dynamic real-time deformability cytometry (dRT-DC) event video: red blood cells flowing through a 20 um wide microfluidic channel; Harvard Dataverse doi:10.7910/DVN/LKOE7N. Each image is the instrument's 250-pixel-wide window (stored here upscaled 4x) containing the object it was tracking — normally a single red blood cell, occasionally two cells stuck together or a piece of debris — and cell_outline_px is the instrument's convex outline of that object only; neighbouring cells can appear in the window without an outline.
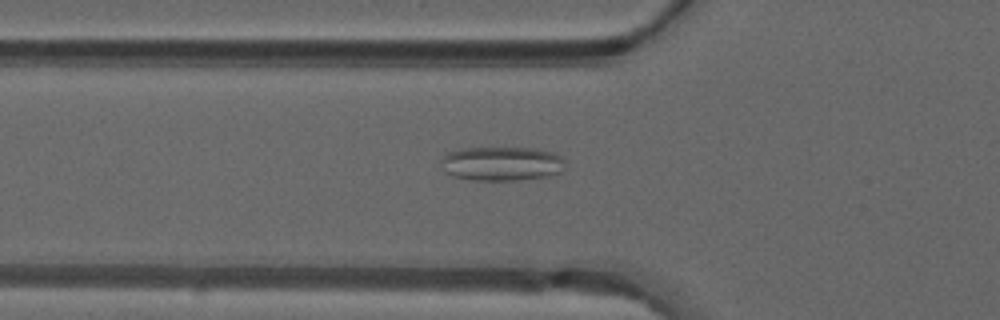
{"species": "common noctule bat (a hibernating species)", "species_latin": "Nyctalus noctula", "temperature_condition": "warm", "stored_images_in_passage": 49, "camera_frame_rate_fps": 3000, "um_per_image_px": 0.085, "animal": {"sex": "male", "forearm_length_mm": 52.5}, "frame": {"image": 1, "passage_image": 17, "time_ms": 5.333, "image_size_px": [1000, 320], "cell_outline_px": [[564, 160], [560, 172], [548, 176], [516, 180], [472, 180], [452, 176], [444, 172], [440, 168], [440, 160], [448, 152], [464, 148], [536, 148], [552, 152], [560, 156]], "centroid_in_image_um": [42.58, 13.91], "position_along_channel_um": 83.2, "area_um2": 24.8}}
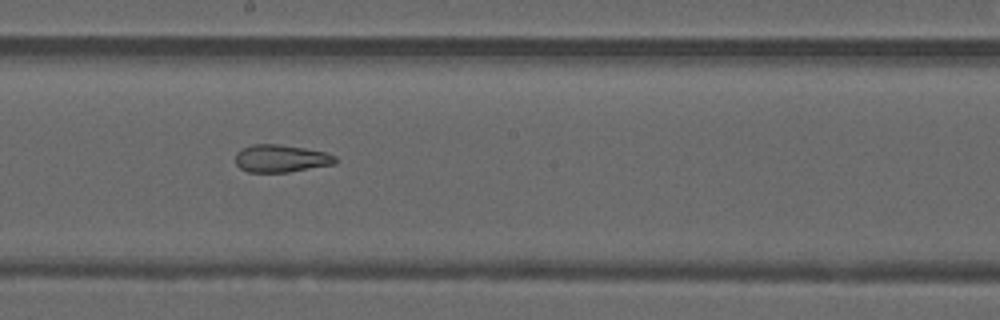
{"frame": {"image": 2, "passage_image": 27, "time_ms": 8.667, "image_size_px": [1000, 320], "cell_outline_px": [[336, 164], [288, 172], [248, 172], [240, 168], [236, 164], [236, 152], [252, 144], [280, 144], [304, 148], [324, 152], [336, 156]], "centroid_in_image_um": [23.88, 13.47], "position_along_channel_um": 224.3, "area_um2": 16.01}}
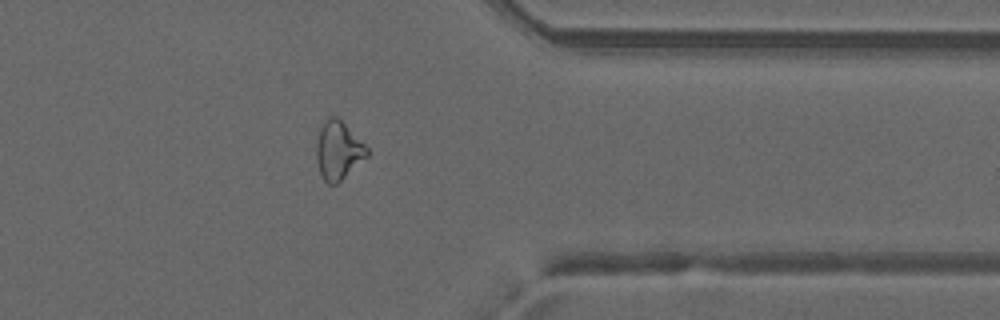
{"frame": {"image": 3, "passage_image": 39, "time_ms": 12.667, "image_size_px": [1000, 320], "cell_outline_px": [[368, 156], [336, 184], [328, 184], [324, 180], [320, 172], [316, 160], [316, 144], [320, 128], [324, 120], [328, 116], [336, 116], [368, 148]], "centroid_in_image_um": [28.73, 12.79], "position_along_channel_um": 382.7, "area_um2": 16.94}, "authors_computed_cell_mechanics": {"area_um2": 19.363, "velocity_mm_per_s": 4.2056, "shape_relaxation_time_tau1_ms": null, "shape_relaxation_time_tau2_ms": 3.902, "deformation_change_tau1": null, "deformation_change_tau2": 0.1391}}